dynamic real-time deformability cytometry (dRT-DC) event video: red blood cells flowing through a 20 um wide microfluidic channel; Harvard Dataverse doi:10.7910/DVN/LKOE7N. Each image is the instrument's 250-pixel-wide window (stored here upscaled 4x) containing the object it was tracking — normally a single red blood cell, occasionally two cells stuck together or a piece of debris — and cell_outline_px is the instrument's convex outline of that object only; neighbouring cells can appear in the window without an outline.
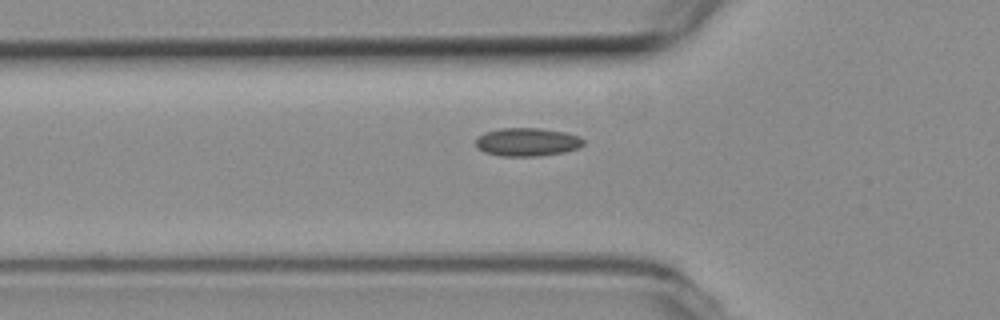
{"species": "common noctule bat (a hibernating species)", "species_latin": "Nyctalus noctula", "temperature_condition": "room temperature", "stored_images_in_passage": 36, "camera_frame_rate_fps": 3000, "um_per_image_px": 0.085, "animal": {"sex": "female", "body_mass_g": 19.3, "forearm_length_mm": 54.1}, "frame": {"image": 1, "passage_image": 5, "time_ms": 1.333, "image_size_px": [1000, 320], "cell_outline_px": [[584, 144], [576, 148], [564, 152], [540, 156], [500, 156], [484, 152], [476, 144], [476, 136], [484, 132], [500, 128], [540, 128], [564, 132], [580, 136], [584, 140]], "centroid_in_image_um": [44.8, 12.06], "position_along_channel_um": 81.0, "area_um2": 17.8}}
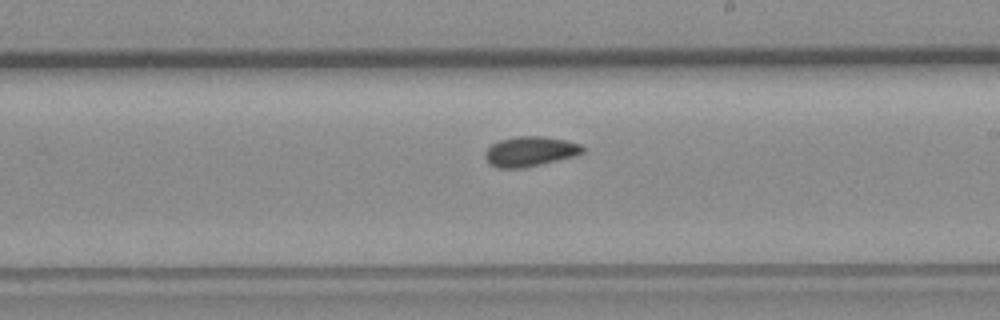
{"frame": {"image": 2, "passage_image": 18, "time_ms": 5.667, "image_size_px": [1000, 320], "cell_outline_px": [[584, 152], [572, 156], [520, 168], [500, 168], [492, 164], [484, 156], [484, 152], [492, 144], [500, 140], [516, 136], [544, 136], [564, 140], [580, 144], [584, 148]], "centroid_in_image_um": [45.03, 12.85], "position_along_channel_um": 244.0, "area_um2": 16.53}}
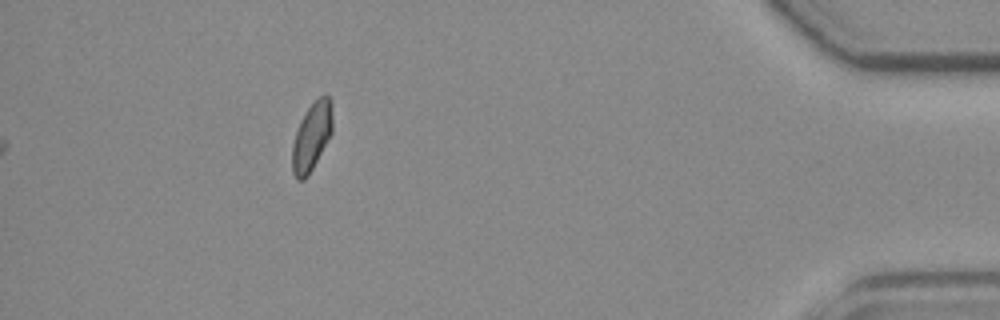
{"frame": {"image": 3, "passage_image": 36, "time_ms": 11.667, "image_size_px": [1000, 320], "cell_outline_px": [[332, 132], [308, 176], [304, 180], [296, 180], [292, 172], [292, 144], [300, 120], [308, 108], [324, 92], [332, 100]], "centroid_in_image_um": [26.49, 11.6], "position_along_channel_um": 408.7, "area_um2": 16.01}, "authors_computed_cell_mechanics": {"area_um2": 16.473, "velocity_mm_per_s": 3.7563, "shape_relaxation_time_tau1_ms": null, "shape_relaxation_time_tau2_ms": 3.5203, "deformation_change_tau1": null, "deformation_change_tau2": 0.0568}}